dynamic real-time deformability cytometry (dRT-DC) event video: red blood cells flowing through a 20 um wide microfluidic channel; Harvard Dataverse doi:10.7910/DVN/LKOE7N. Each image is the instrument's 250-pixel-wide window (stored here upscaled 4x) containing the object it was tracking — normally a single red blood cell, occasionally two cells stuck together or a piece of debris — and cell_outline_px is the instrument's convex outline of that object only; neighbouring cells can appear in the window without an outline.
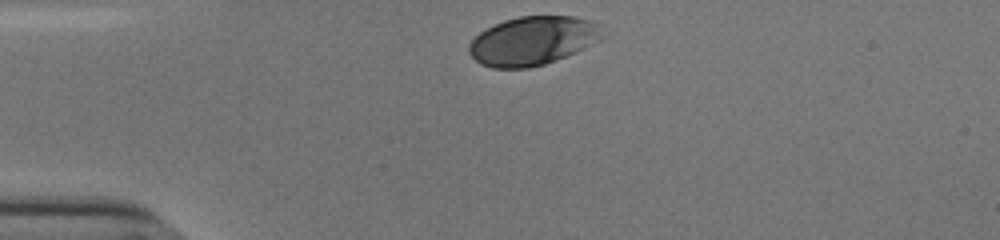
{"species": "human", "species_latin": "Homo sapiens", "temperature_condition": "cold", "stored_images_in_passage": 31, "camera_frame_rate_fps": 3000, "um_per_image_px": 0.085, "donor": {"sex": "male"}, "frame": {"image": 1, "passage_image": 1, "time_ms": 0.0, "image_size_px": [1000, 240], "cell_outline_px": [[608, 36], [584, 48], [556, 60], [544, 64], [528, 68], [492, 68], [480, 64], [468, 52], [468, 44], [480, 32], [504, 20], [520, 16], [572, 16], [592, 20]], "centroid_in_image_um": [45.3, 3.46], "position_along_channel_um": 39.7, "area_um2": 37.92}}
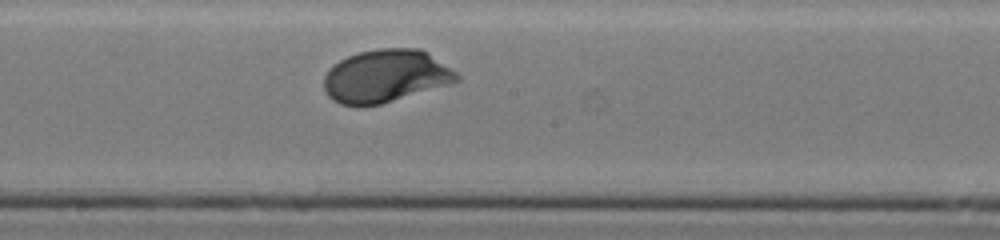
{"frame": {"image": 2, "passage_image": 18, "time_ms": 5.667, "image_size_px": [1000, 240], "cell_outline_px": [[460, 80], [452, 84], [380, 104], [340, 104], [332, 100], [328, 96], [324, 88], [324, 76], [328, 68], [340, 60], [348, 56], [360, 52], [380, 48], [420, 48], [456, 72], [460, 76]], "centroid_in_image_um": [32.78, 6.46], "position_along_channel_um": 215.4, "area_um2": 40.58}}
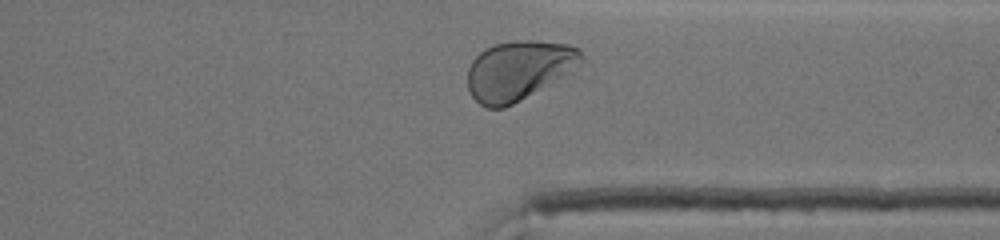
{"frame": {"image": 3, "passage_image": 30, "time_ms": 9.667, "image_size_px": [1000, 240], "cell_outline_px": [[584, 60], [568, 72], [512, 104], [504, 108], [488, 108], [480, 104], [472, 96], [468, 88], [468, 68], [472, 60], [480, 52], [496, 44], [516, 40], [532, 40], [568, 44], [576, 48], [584, 56]], "centroid_in_image_um": [44.04, 5.96], "position_along_channel_um": 367.4, "area_um2": 38.49}, "authors_computed_cell_mechanics": {"area_um2": 39.3618, "velocity_mm_per_s": 3.7698, "shape_relaxation_time_tau1_ms": 1.8426, "shape_relaxation_time_tau2_ms": null, "deformation_change_tau1": 0.1251, "deformation_change_tau2": null}}